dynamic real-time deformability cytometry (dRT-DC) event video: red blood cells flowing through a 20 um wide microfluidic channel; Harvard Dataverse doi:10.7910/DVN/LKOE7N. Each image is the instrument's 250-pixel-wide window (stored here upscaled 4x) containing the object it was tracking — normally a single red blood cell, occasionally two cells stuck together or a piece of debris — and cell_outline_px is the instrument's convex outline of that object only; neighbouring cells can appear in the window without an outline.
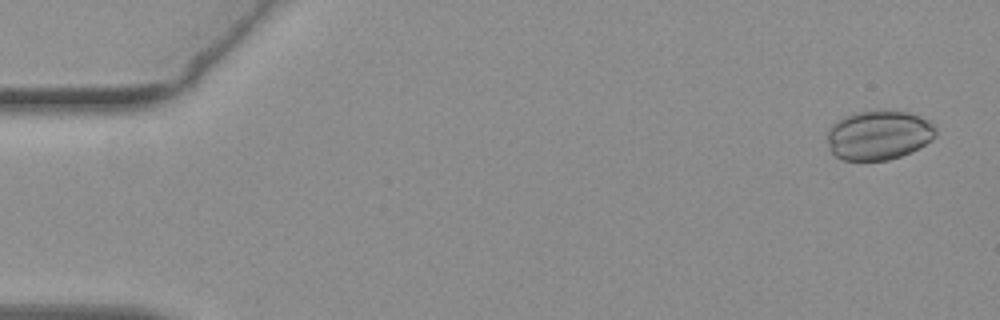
{"species": "common noctule bat (a hibernating species)", "species_latin": "Nyctalus noctula", "temperature_condition": "warm", "stored_images_in_passage": 55, "camera_frame_rate_fps": 3000, "um_per_image_px": 0.085, "animal": {"sex": "female", "body_mass_g": 19.3, "forearm_length_mm": 54.1}, "frame": {"image": 1, "passage_image": 3, "time_ms": 0.667, "image_size_px": [1000, 320], "cell_outline_px": [[936, 136], [932, 140], [900, 156], [888, 160], [844, 160], [836, 156], [832, 152], [828, 144], [828, 128], [836, 120], [844, 116], [856, 112], [912, 112], [928, 120], [936, 128]], "centroid_in_image_um": [74.68, 11.49], "position_along_channel_um": 10.3, "area_um2": 30.87}}
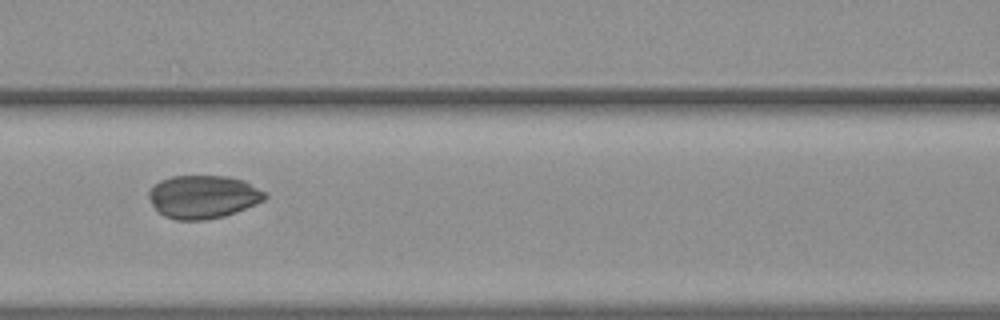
{"frame": {"image": 2, "passage_image": 25, "time_ms": 8.0, "image_size_px": [1000, 320], "cell_outline_px": [[268, 196], [264, 200], [256, 204], [236, 212], [224, 216], [204, 220], [176, 220], [164, 216], [152, 204], [148, 196], [148, 192], [160, 180], [172, 176], [228, 176], [244, 180], [268, 192]], "centroid_in_image_um": [17.31, 16.72], "position_along_channel_um": 149.3, "area_um2": 29.3}}
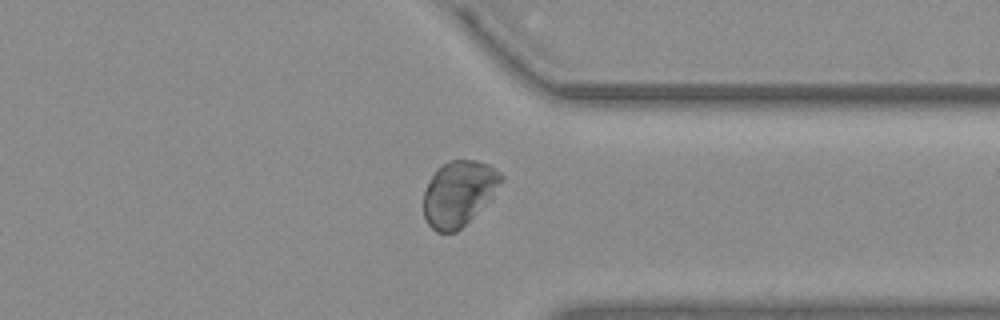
{"frame": {"image": 3, "passage_image": 43, "time_ms": 14.0, "image_size_px": [1000, 320], "cell_outline_px": [[504, 180], [492, 200], [456, 232], [436, 232], [428, 224], [424, 216], [424, 192], [436, 168], [448, 160], [476, 160], [488, 164], [500, 172], [504, 176]], "centroid_in_image_um": [39.04, 16.43], "position_along_channel_um": 372.4, "area_um2": 29.88}}